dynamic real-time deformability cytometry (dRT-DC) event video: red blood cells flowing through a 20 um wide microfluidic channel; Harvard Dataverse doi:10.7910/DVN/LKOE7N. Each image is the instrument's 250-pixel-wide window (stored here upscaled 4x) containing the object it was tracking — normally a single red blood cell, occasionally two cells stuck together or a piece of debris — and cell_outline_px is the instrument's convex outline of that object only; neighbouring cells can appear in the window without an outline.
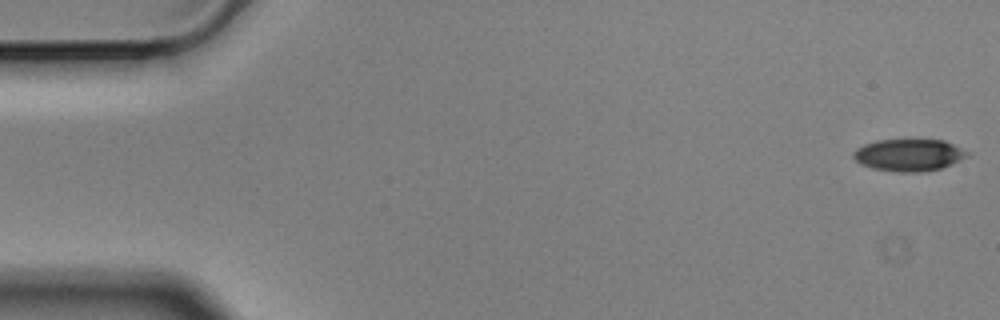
{"species": "Egyptian fruit bat (a non-hibernating species)", "species_latin": "Rousettus aegyptiacus", "temperature_condition": "cold", "stored_images_in_passage": 52, "camera_frame_rate_fps": 3000, "um_per_image_px": 0.085, "animal": {"sex": "male"}, "frame": {"image": 1, "passage_image": 1, "time_ms": 0.0, "image_size_px": [1000, 320], "cell_outline_px": [[968, 156], [960, 160], [940, 168], [920, 172], [900, 172], [872, 168], [860, 164], [852, 156], [852, 152], [856, 148], [864, 144], [876, 140], [944, 140], [968, 152]], "centroid_in_image_um": [77.2, 13.17], "position_along_channel_um": 7.8, "area_um2": 21.1}}
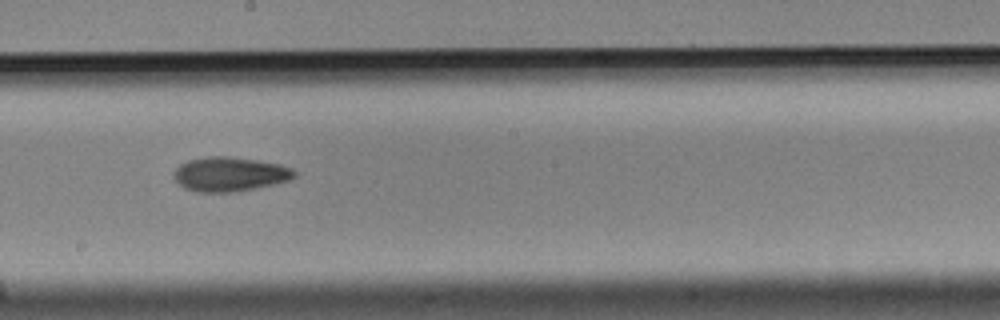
{"frame": {"image": 2, "passage_image": 31, "time_ms": 10.0, "image_size_px": [1000, 320], "cell_outline_px": [[296, 176], [288, 180], [256, 188], [232, 192], [196, 192], [184, 188], [172, 176], [176, 168], [180, 164], [188, 160], [208, 156], [228, 156], [256, 160], [280, 164], [292, 168], [296, 172]], "centroid_in_image_um": [19.51, 14.8], "position_along_channel_um": 228.7, "area_um2": 24.1}}
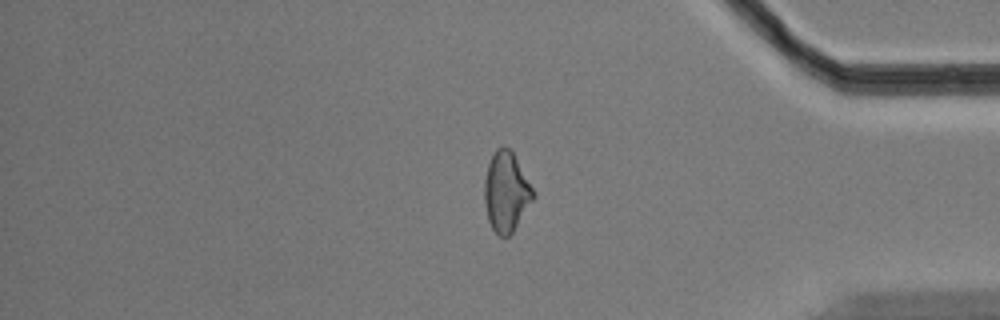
{"frame": {"image": 3, "passage_image": 47, "time_ms": 15.333, "image_size_px": [1000, 320], "cell_outline_px": [[536, 196], [512, 232], [508, 236], [500, 236], [492, 228], [488, 220], [484, 204], [484, 180], [488, 164], [496, 148], [508, 148], [512, 152], [536, 192]], "centroid_in_image_um": [43.03, 16.32], "position_along_channel_um": 392.2, "area_um2": 22.54}}